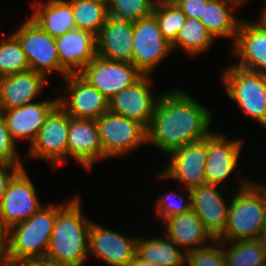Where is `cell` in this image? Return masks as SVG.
Here are the masks:
<instances>
[{
	"instance_id": "obj_1",
	"label": "cell",
	"mask_w": 266,
	"mask_h": 266,
	"mask_svg": "<svg viewBox=\"0 0 266 266\" xmlns=\"http://www.w3.org/2000/svg\"><path fill=\"white\" fill-rule=\"evenodd\" d=\"M211 120V112L181 89L166 92L159 96L147 142L167 155L209 136Z\"/></svg>"
},
{
	"instance_id": "obj_2",
	"label": "cell",
	"mask_w": 266,
	"mask_h": 266,
	"mask_svg": "<svg viewBox=\"0 0 266 266\" xmlns=\"http://www.w3.org/2000/svg\"><path fill=\"white\" fill-rule=\"evenodd\" d=\"M70 199L57 213L46 257L69 266H81L89 257L92 221L81 212L80 198Z\"/></svg>"
},
{
	"instance_id": "obj_3",
	"label": "cell",
	"mask_w": 266,
	"mask_h": 266,
	"mask_svg": "<svg viewBox=\"0 0 266 266\" xmlns=\"http://www.w3.org/2000/svg\"><path fill=\"white\" fill-rule=\"evenodd\" d=\"M65 205H43L28 220L8 229L10 266H24L31 260L46 257L57 213Z\"/></svg>"
},
{
	"instance_id": "obj_4",
	"label": "cell",
	"mask_w": 266,
	"mask_h": 266,
	"mask_svg": "<svg viewBox=\"0 0 266 266\" xmlns=\"http://www.w3.org/2000/svg\"><path fill=\"white\" fill-rule=\"evenodd\" d=\"M243 180V181H242ZM240 180L238 192L230 197V207L220 241L258 239L266 223V185Z\"/></svg>"
},
{
	"instance_id": "obj_5",
	"label": "cell",
	"mask_w": 266,
	"mask_h": 266,
	"mask_svg": "<svg viewBox=\"0 0 266 266\" xmlns=\"http://www.w3.org/2000/svg\"><path fill=\"white\" fill-rule=\"evenodd\" d=\"M221 77L228 96L246 115L266 127V75L232 63Z\"/></svg>"
},
{
	"instance_id": "obj_6",
	"label": "cell",
	"mask_w": 266,
	"mask_h": 266,
	"mask_svg": "<svg viewBox=\"0 0 266 266\" xmlns=\"http://www.w3.org/2000/svg\"><path fill=\"white\" fill-rule=\"evenodd\" d=\"M103 159L124 156L147 144V129L139 122L115 114L110 110L96 119Z\"/></svg>"
},
{
	"instance_id": "obj_7",
	"label": "cell",
	"mask_w": 266,
	"mask_h": 266,
	"mask_svg": "<svg viewBox=\"0 0 266 266\" xmlns=\"http://www.w3.org/2000/svg\"><path fill=\"white\" fill-rule=\"evenodd\" d=\"M69 114L57 104L47 115L36 139L29 145L28 156L45 159L52 167L67 162Z\"/></svg>"
},
{
	"instance_id": "obj_8",
	"label": "cell",
	"mask_w": 266,
	"mask_h": 266,
	"mask_svg": "<svg viewBox=\"0 0 266 266\" xmlns=\"http://www.w3.org/2000/svg\"><path fill=\"white\" fill-rule=\"evenodd\" d=\"M13 35L19 40L29 67L32 71L50 76L53 71L60 73V60L55 38L46 33L30 17Z\"/></svg>"
},
{
	"instance_id": "obj_9",
	"label": "cell",
	"mask_w": 266,
	"mask_h": 266,
	"mask_svg": "<svg viewBox=\"0 0 266 266\" xmlns=\"http://www.w3.org/2000/svg\"><path fill=\"white\" fill-rule=\"evenodd\" d=\"M132 49V64L144 75H150L171 53V44L163 37L153 14L134 23Z\"/></svg>"
},
{
	"instance_id": "obj_10",
	"label": "cell",
	"mask_w": 266,
	"mask_h": 266,
	"mask_svg": "<svg viewBox=\"0 0 266 266\" xmlns=\"http://www.w3.org/2000/svg\"><path fill=\"white\" fill-rule=\"evenodd\" d=\"M79 75L111 99L118 92L138 81L144 74L132 63L96 56Z\"/></svg>"
},
{
	"instance_id": "obj_11",
	"label": "cell",
	"mask_w": 266,
	"mask_h": 266,
	"mask_svg": "<svg viewBox=\"0 0 266 266\" xmlns=\"http://www.w3.org/2000/svg\"><path fill=\"white\" fill-rule=\"evenodd\" d=\"M170 162L159 179H176L184 183V190L206 184L204 166L207 160V137L186 144L168 154Z\"/></svg>"
},
{
	"instance_id": "obj_12",
	"label": "cell",
	"mask_w": 266,
	"mask_h": 266,
	"mask_svg": "<svg viewBox=\"0 0 266 266\" xmlns=\"http://www.w3.org/2000/svg\"><path fill=\"white\" fill-rule=\"evenodd\" d=\"M39 202L36 188L23 168L0 198V221L9 229L28 220L43 206Z\"/></svg>"
},
{
	"instance_id": "obj_13",
	"label": "cell",
	"mask_w": 266,
	"mask_h": 266,
	"mask_svg": "<svg viewBox=\"0 0 266 266\" xmlns=\"http://www.w3.org/2000/svg\"><path fill=\"white\" fill-rule=\"evenodd\" d=\"M65 79L66 96L58 98V104L70 117L96 120L109 111V99L79 74H69Z\"/></svg>"
},
{
	"instance_id": "obj_14",
	"label": "cell",
	"mask_w": 266,
	"mask_h": 266,
	"mask_svg": "<svg viewBox=\"0 0 266 266\" xmlns=\"http://www.w3.org/2000/svg\"><path fill=\"white\" fill-rule=\"evenodd\" d=\"M150 76L143 75L134 84L124 88L109 99V110L137 121L148 129L159 99V96L154 97L153 92H151Z\"/></svg>"
},
{
	"instance_id": "obj_15",
	"label": "cell",
	"mask_w": 266,
	"mask_h": 266,
	"mask_svg": "<svg viewBox=\"0 0 266 266\" xmlns=\"http://www.w3.org/2000/svg\"><path fill=\"white\" fill-rule=\"evenodd\" d=\"M137 250V236L127 237L91 222L89 255L103 260L109 266H129Z\"/></svg>"
},
{
	"instance_id": "obj_16",
	"label": "cell",
	"mask_w": 266,
	"mask_h": 266,
	"mask_svg": "<svg viewBox=\"0 0 266 266\" xmlns=\"http://www.w3.org/2000/svg\"><path fill=\"white\" fill-rule=\"evenodd\" d=\"M64 78L79 74L96 57V36L89 31L74 29L55 38Z\"/></svg>"
},
{
	"instance_id": "obj_17",
	"label": "cell",
	"mask_w": 266,
	"mask_h": 266,
	"mask_svg": "<svg viewBox=\"0 0 266 266\" xmlns=\"http://www.w3.org/2000/svg\"><path fill=\"white\" fill-rule=\"evenodd\" d=\"M69 155L86 170L91 169L96 160L103 159V146L96 120L69 116L67 160Z\"/></svg>"
},
{
	"instance_id": "obj_18",
	"label": "cell",
	"mask_w": 266,
	"mask_h": 266,
	"mask_svg": "<svg viewBox=\"0 0 266 266\" xmlns=\"http://www.w3.org/2000/svg\"><path fill=\"white\" fill-rule=\"evenodd\" d=\"M242 140H229L220 133L207 136L206 184L218 185L230 178L238 166Z\"/></svg>"
},
{
	"instance_id": "obj_19",
	"label": "cell",
	"mask_w": 266,
	"mask_h": 266,
	"mask_svg": "<svg viewBox=\"0 0 266 266\" xmlns=\"http://www.w3.org/2000/svg\"><path fill=\"white\" fill-rule=\"evenodd\" d=\"M216 186L204 184L191 190V209L214 239L224 233L230 207V199L227 202Z\"/></svg>"
},
{
	"instance_id": "obj_20",
	"label": "cell",
	"mask_w": 266,
	"mask_h": 266,
	"mask_svg": "<svg viewBox=\"0 0 266 266\" xmlns=\"http://www.w3.org/2000/svg\"><path fill=\"white\" fill-rule=\"evenodd\" d=\"M233 51L240 58L235 66L266 75V26L242 19Z\"/></svg>"
},
{
	"instance_id": "obj_21",
	"label": "cell",
	"mask_w": 266,
	"mask_h": 266,
	"mask_svg": "<svg viewBox=\"0 0 266 266\" xmlns=\"http://www.w3.org/2000/svg\"><path fill=\"white\" fill-rule=\"evenodd\" d=\"M58 104V99L32 102L9 110H0L7 123L12 139H28L29 144L36 139L47 115Z\"/></svg>"
},
{
	"instance_id": "obj_22",
	"label": "cell",
	"mask_w": 266,
	"mask_h": 266,
	"mask_svg": "<svg viewBox=\"0 0 266 266\" xmlns=\"http://www.w3.org/2000/svg\"><path fill=\"white\" fill-rule=\"evenodd\" d=\"M133 25L108 16L96 36V56L132 63Z\"/></svg>"
},
{
	"instance_id": "obj_23",
	"label": "cell",
	"mask_w": 266,
	"mask_h": 266,
	"mask_svg": "<svg viewBox=\"0 0 266 266\" xmlns=\"http://www.w3.org/2000/svg\"><path fill=\"white\" fill-rule=\"evenodd\" d=\"M46 77L31 69L0 77V110L32 103L45 87Z\"/></svg>"
},
{
	"instance_id": "obj_24",
	"label": "cell",
	"mask_w": 266,
	"mask_h": 266,
	"mask_svg": "<svg viewBox=\"0 0 266 266\" xmlns=\"http://www.w3.org/2000/svg\"><path fill=\"white\" fill-rule=\"evenodd\" d=\"M163 224L166 226L164 227L166 236L185 253L207 246V240H209L208 242L215 240L192 209L167 218Z\"/></svg>"
},
{
	"instance_id": "obj_25",
	"label": "cell",
	"mask_w": 266,
	"mask_h": 266,
	"mask_svg": "<svg viewBox=\"0 0 266 266\" xmlns=\"http://www.w3.org/2000/svg\"><path fill=\"white\" fill-rule=\"evenodd\" d=\"M45 3L33 4L34 11L30 18L46 33L57 38L76 29L72 5L68 0H48Z\"/></svg>"
},
{
	"instance_id": "obj_26",
	"label": "cell",
	"mask_w": 266,
	"mask_h": 266,
	"mask_svg": "<svg viewBox=\"0 0 266 266\" xmlns=\"http://www.w3.org/2000/svg\"><path fill=\"white\" fill-rule=\"evenodd\" d=\"M238 5L231 0H209L199 19L214 39L231 37L235 42L241 19L232 14Z\"/></svg>"
},
{
	"instance_id": "obj_27",
	"label": "cell",
	"mask_w": 266,
	"mask_h": 266,
	"mask_svg": "<svg viewBox=\"0 0 266 266\" xmlns=\"http://www.w3.org/2000/svg\"><path fill=\"white\" fill-rule=\"evenodd\" d=\"M137 254L156 266L186 265V253L167 236L145 239L137 237Z\"/></svg>"
},
{
	"instance_id": "obj_28",
	"label": "cell",
	"mask_w": 266,
	"mask_h": 266,
	"mask_svg": "<svg viewBox=\"0 0 266 266\" xmlns=\"http://www.w3.org/2000/svg\"><path fill=\"white\" fill-rule=\"evenodd\" d=\"M213 36L208 32L204 24L199 19L186 18L184 26L181 28L176 40L171 44L172 51L182 47L187 55L194 57L197 54L208 51L214 44Z\"/></svg>"
},
{
	"instance_id": "obj_29",
	"label": "cell",
	"mask_w": 266,
	"mask_h": 266,
	"mask_svg": "<svg viewBox=\"0 0 266 266\" xmlns=\"http://www.w3.org/2000/svg\"><path fill=\"white\" fill-rule=\"evenodd\" d=\"M220 242L223 245L226 266L266 265V251L258 239L230 241V246H227L226 241Z\"/></svg>"
},
{
	"instance_id": "obj_30",
	"label": "cell",
	"mask_w": 266,
	"mask_h": 266,
	"mask_svg": "<svg viewBox=\"0 0 266 266\" xmlns=\"http://www.w3.org/2000/svg\"><path fill=\"white\" fill-rule=\"evenodd\" d=\"M73 9L76 29H82L98 35L105 24L108 7L90 0H68Z\"/></svg>"
},
{
	"instance_id": "obj_31",
	"label": "cell",
	"mask_w": 266,
	"mask_h": 266,
	"mask_svg": "<svg viewBox=\"0 0 266 266\" xmlns=\"http://www.w3.org/2000/svg\"><path fill=\"white\" fill-rule=\"evenodd\" d=\"M0 77L30 69L19 40L13 35L0 39Z\"/></svg>"
},
{
	"instance_id": "obj_32",
	"label": "cell",
	"mask_w": 266,
	"mask_h": 266,
	"mask_svg": "<svg viewBox=\"0 0 266 266\" xmlns=\"http://www.w3.org/2000/svg\"><path fill=\"white\" fill-rule=\"evenodd\" d=\"M158 24L163 37L172 44L186 21L185 14L174 3H155L152 13Z\"/></svg>"
},
{
	"instance_id": "obj_33",
	"label": "cell",
	"mask_w": 266,
	"mask_h": 266,
	"mask_svg": "<svg viewBox=\"0 0 266 266\" xmlns=\"http://www.w3.org/2000/svg\"><path fill=\"white\" fill-rule=\"evenodd\" d=\"M154 6V0H110L108 14L119 21L134 24L141 18L150 16Z\"/></svg>"
},
{
	"instance_id": "obj_34",
	"label": "cell",
	"mask_w": 266,
	"mask_h": 266,
	"mask_svg": "<svg viewBox=\"0 0 266 266\" xmlns=\"http://www.w3.org/2000/svg\"><path fill=\"white\" fill-rule=\"evenodd\" d=\"M215 243L214 245H212ZM219 245V246H218ZM186 265L189 266H226L223 245L215 239L208 246L186 253Z\"/></svg>"
},
{
	"instance_id": "obj_35",
	"label": "cell",
	"mask_w": 266,
	"mask_h": 266,
	"mask_svg": "<svg viewBox=\"0 0 266 266\" xmlns=\"http://www.w3.org/2000/svg\"><path fill=\"white\" fill-rule=\"evenodd\" d=\"M188 193L187 199L184 201L183 195L180 192L169 193L168 196L160 195L156 201L157 215L163 218L161 221L164 222L167 218L186 213L191 210V190L185 189ZM163 196V197H162ZM175 197V198H174Z\"/></svg>"
},
{
	"instance_id": "obj_36",
	"label": "cell",
	"mask_w": 266,
	"mask_h": 266,
	"mask_svg": "<svg viewBox=\"0 0 266 266\" xmlns=\"http://www.w3.org/2000/svg\"><path fill=\"white\" fill-rule=\"evenodd\" d=\"M16 144L10 135L5 118L0 112V162L22 164L16 154Z\"/></svg>"
},
{
	"instance_id": "obj_37",
	"label": "cell",
	"mask_w": 266,
	"mask_h": 266,
	"mask_svg": "<svg viewBox=\"0 0 266 266\" xmlns=\"http://www.w3.org/2000/svg\"><path fill=\"white\" fill-rule=\"evenodd\" d=\"M24 168L23 164L0 162V198L7 191L12 179Z\"/></svg>"
},
{
	"instance_id": "obj_38",
	"label": "cell",
	"mask_w": 266,
	"mask_h": 266,
	"mask_svg": "<svg viewBox=\"0 0 266 266\" xmlns=\"http://www.w3.org/2000/svg\"><path fill=\"white\" fill-rule=\"evenodd\" d=\"M209 0H177L175 3L187 18L200 19L203 15L204 4Z\"/></svg>"
},
{
	"instance_id": "obj_39",
	"label": "cell",
	"mask_w": 266,
	"mask_h": 266,
	"mask_svg": "<svg viewBox=\"0 0 266 266\" xmlns=\"http://www.w3.org/2000/svg\"><path fill=\"white\" fill-rule=\"evenodd\" d=\"M0 263L2 266H10L8 258V229L0 221Z\"/></svg>"
},
{
	"instance_id": "obj_40",
	"label": "cell",
	"mask_w": 266,
	"mask_h": 266,
	"mask_svg": "<svg viewBox=\"0 0 266 266\" xmlns=\"http://www.w3.org/2000/svg\"><path fill=\"white\" fill-rule=\"evenodd\" d=\"M24 266H69L61 262L49 259L48 257L31 260Z\"/></svg>"
},
{
	"instance_id": "obj_41",
	"label": "cell",
	"mask_w": 266,
	"mask_h": 266,
	"mask_svg": "<svg viewBox=\"0 0 266 266\" xmlns=\"http://www.w3.org/2000/svg\"><path fill=\"white\" fill-rule=\"evenodd\" d=\"M129 266H156L149 261L144 260L137 253L134 255V258L130 262Z\"/></svg>"
},
{
	"instance_id": "obj_42",
	"label": "cell",
	"mask_w": 266,
	"mask_h": 266,
	"mask_svg": "<svg viewBox=\"0 0 266 266\" xmlns=\"http://www.w3.org/2000/svg\"><path fill=\"white\" fill-rule=\"evenodd\" d=\"M258 240L260 241L262 247L265 249L266 251V223L264 224L261 234L258 238Z\"/></svg>"
},
{
	"instance_id": "obj_43",
	"label": "cell",
	"mask_w": 266,
	"mask_h": 266,
	"mask_svg": "<svg viewBox=\"0 0 266 266\" xmlns=\"http://www.w3.org/2000/svg\"><path fill=\"white\" fill-rule=\"evenodd\" d=\"M266 5V4H265ZM260 19L258 20V22L262 25H265L266 26V6L265 8L263 9L262 11V14L261 16L259 17Z\"/></svg>"
},
{
	"instance_id": "obj_44",
	"label": "cell",
	"mask_w": 266,
	"mask_h": 266,
	"mask_svg": "<svg viewBox=\"0 0 266 266\" xmlns=\"http://www.w3.org/2000/svg\"><path fill=\"white\" fill-rule=\"evenodd\" d=\"M90 1H93V2H96V3L102 4V5H105L107 7H108V5L110 3V0H90Z\"/></svg>"
},
{
	"instance_id": "obj_45",
	"label": "cell",
	"mask_w": 266,
	"mask_h": 266,
	"mask_svg": "<svg viewBox=\"0 0 266 266\" xmlns=\"http://www.w3.org/2000/svg\"><path fill=\"white\" fill-rule=\"evenodd\" d=\"M155 3H174L176 2L177 0H154Z\"/></svg>"
},
{
	"instance_id": "obj_46",
	"label": "cell",
	"mask_w": 266,
	"mask_h": 266,
	"mask_svg": "<svg viewBox=\"0 0 266 266\" xmlns=\"http://www.w3.org/2000/svg\"><path fill=\"white\" fill-rule=\"evenodd\" d=\"M231 1L235 2L238 6H240L246 0H231Z\"/></svg>"
}]
</instances>
